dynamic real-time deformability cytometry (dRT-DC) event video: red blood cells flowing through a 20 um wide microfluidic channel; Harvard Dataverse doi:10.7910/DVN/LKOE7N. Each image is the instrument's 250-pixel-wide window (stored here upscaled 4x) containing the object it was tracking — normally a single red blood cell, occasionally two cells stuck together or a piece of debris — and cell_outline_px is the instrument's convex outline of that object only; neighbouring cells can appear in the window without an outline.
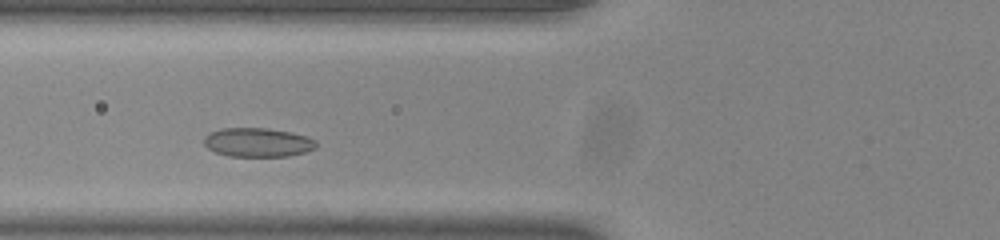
{"species": "common noctule bat (a hibernating species)", "species_latin": "Nyctalus noctula", "temperature_condition": "room temperature", "stored_images_in_passage": 36, "camera_frame_rate_fps": 3000, "um_per_image_px": 0.085, "animal": {"sex": "male", "body_mass_g": 20.0, "forearm_length_mm": 53.3}, "frame": {"image": 1, "passage_image": 9, "time_ms": 2.667, "image_size_px": [1000, 240], "cell_outline_px": [[316, 148], [304, 152], [288, 156], [228, 156], [216, 152], [208, 148], [204, 144], [204, 136], [208, 132], [224, 128], [264, 128], [288, 132], [308, 136], [316, 140]], "centroid_in_image_um": [21.89, 12.1], "position_along_channel_um": 103.9, "area_um2": 18.9}}
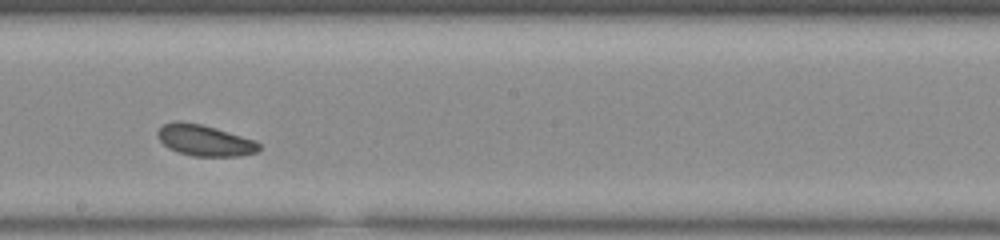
{"frame": {"image": 2, "passage_image": 19, "time_ms": 6.0, "image_size_px": [1000, 240], "cell_outline_px": [[260, 148], [256, 152], [240, 156], [192, 156], [176, 152], [168, 148], [156, 136], [156, 132], [164, 124], [176, 120], [200, 124], [216, 128], [256, 140], [260, 144]], "centroid_in_image_um": [17.38, 11.93], "position_along_channel_um": 230.8, "area_um2": 18.5}}
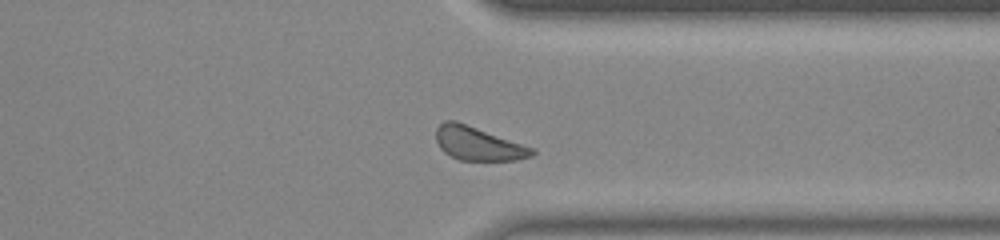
{"frame": {"image": 3, "passage_image": 30, "time_ms": 9.667, "image_size_px": [1000, 240], "cell_outline_px": [[536, 152], [532, 156], [516, 160], [460, 160], [444, 152], [440, 148], [436, 140], [436, 128], [444, 120], [456, 120], [536, 148]], "centroid_in_image_um": [40.67, 12.19], "position_along_channel_um": 370.7, "area_um2": 18.96}, "authors_computed_cell_mechanics": {"area_um2": 18.785, "velocity_mm_per_s": 3.8176, "shape_relaxation_time_tau1_ms": 4.7279, "shape_relaxation_time_tau2_ms": 3.4111, "deformation_change_tau1": 0.0765, "deformation_change_tau2": 0.0677}}